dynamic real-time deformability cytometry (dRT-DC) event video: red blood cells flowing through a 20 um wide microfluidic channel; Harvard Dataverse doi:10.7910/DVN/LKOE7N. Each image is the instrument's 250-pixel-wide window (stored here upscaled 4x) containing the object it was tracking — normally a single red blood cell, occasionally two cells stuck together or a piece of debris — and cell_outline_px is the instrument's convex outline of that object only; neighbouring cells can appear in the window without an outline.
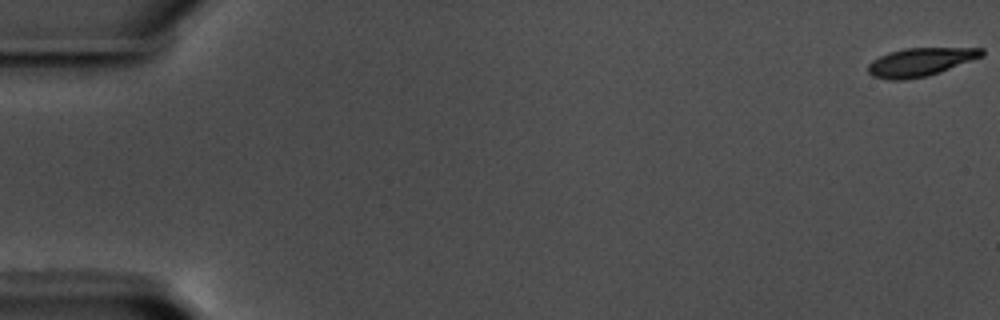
{"species": "common noctule bat (a hibernating species)", "species_latin": "Nyctalus noctula", "temperature_condition": "warm", "stored_images_in_passage": 59, "camera_frame_rate_fps": 3000, "um_per_image_px": 0.085, "animal": {"sex": "male", "body_mass_g": 17.5, "forearm_length_mm": 52.3}, "frame": {"image": 1, "passage_image": 1, "time_ms": 0.0, "image_size_px": [1000, 320], "cell_outline_px": [[984, 56], [928, 76], [904, 80], [888, 80], [872, 76], [868, 72], [868, 64], [872, 60], [888, 52], [904, 48], [984, 48]], "centroid_in_image_um": [78.21, 5.27], "position_along_channel_um": 6.8, "area_um2": 18.84}}
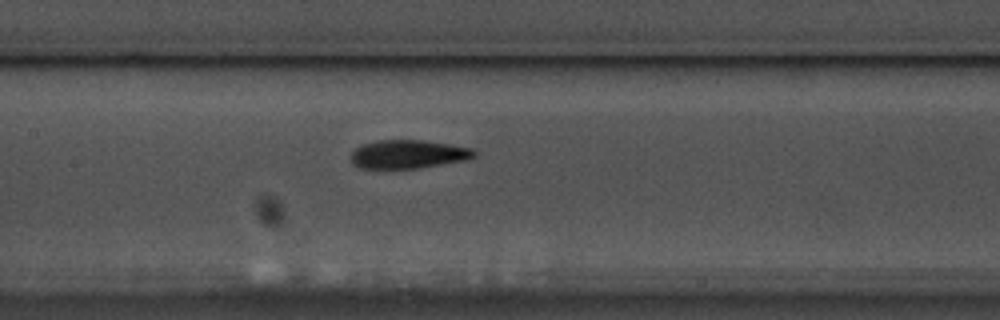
{"frame": {"image": 2, "passage_image": 29, "time_ms": 9.333, "image_size_px": [1000, 320], "cell_outline_px": [[476, 156], [464, 160], [416, 168], [360, 168], [352, 164], [352, 152], [356, 148], [364, 144], [380, 140], [424, 140], [472, 148], [476, 152]], "centroid_in_image_um": [34.69, 13.1], "position_along_channel_um": 172.7, "area_um2": 20.17}}
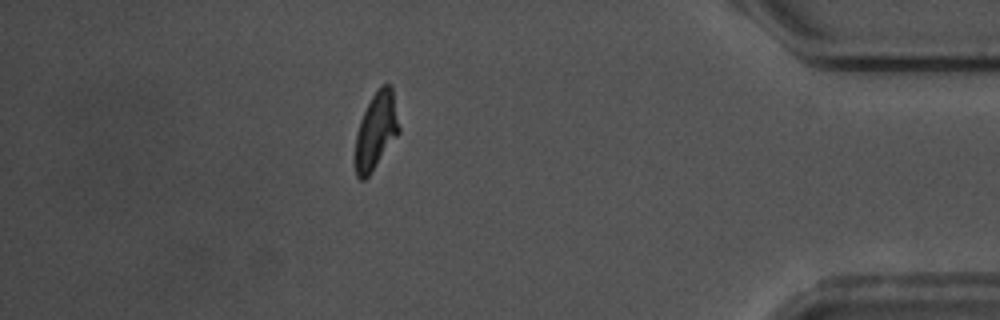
{"frame": {"image": 3, "passage_image": 52, "time_ms": 17.0, "image_size_px": [1000, 320], "cell_outline_px": [[400, 132], [368, 176], [364, 180], [360, 180], [356, 176], [356, 132], [360, 120], [372, 96], [380, 84], [388, 84], [392, 88], [400, 128]], "centroid_in_image_um": [31.97, 11.1], "position_along_channel_um": 403.2, "area_um2": 19.31}, "authors_computed_cell_mechanics": {"area_um2": 20.23, "velocity_mm_per_s": 3.5431, "shape_relaxation_time_tau1_ms": 4.0542, "shape_relaxation_time_tau2_ms": 3.0668, "deformation_change_tau1": 0.1692, "deformation_change_tau2": 0.0917}}